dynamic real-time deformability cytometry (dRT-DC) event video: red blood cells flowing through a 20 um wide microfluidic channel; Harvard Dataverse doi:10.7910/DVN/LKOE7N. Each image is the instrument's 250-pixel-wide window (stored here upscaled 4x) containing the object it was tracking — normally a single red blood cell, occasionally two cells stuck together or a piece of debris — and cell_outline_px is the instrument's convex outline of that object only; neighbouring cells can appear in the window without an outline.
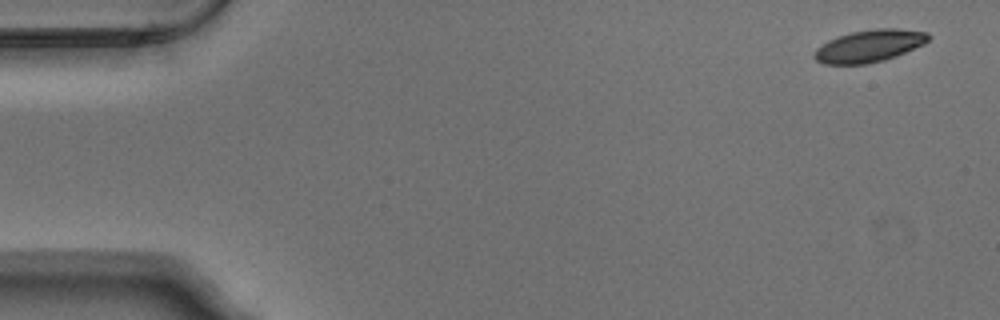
{"species": "Egyptian fruit bat (a non-hibernating species)", "species_latin": "Rousettus aegyptiacus", "temperature_condition": "warm", "stored_images_in_passage": 52, "camera_frame_rate_fps": 3000, "um_per_image_px": 0.085, "animal": {"sex": "male"}, "frame": {"image": 1, "passage_image": 1, "time_ms": 0.0, "image_size_px": [1000, 320], "cell_outline_px": [[928, 40], [924, 44], [896, 56], [884, 60], [868, 64], [824, 64], [816, 60], [812, 56], [816, 48], [828, 40], [852, 32], [876, 28], [900, 28], [928, 32]], "centroid_in_image_um": [73.88, 3.9], "position_along_channel_um": 11.1, "area_um2": 21.44}}
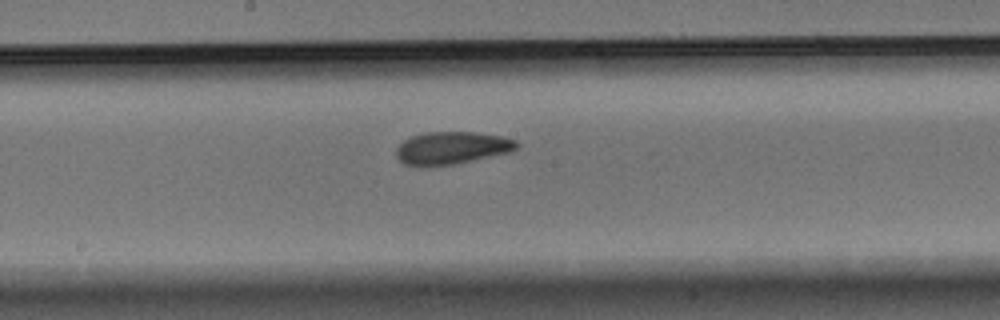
{"frame": {"image": 2, "passage_image": 27, "time_ms": 8.667, "image_size_px": [1000, 320], "cell_outline_px": [[520, 144], [516, 148], [508, 152], [452, 164], [404, 164], [396, 156], [396, 148], [404, 140], [412, 136], [424, 132], [476, 132], [500, 136], [516, 140]], "centroid_in_image_um": [38.41, 12.53], "position_along_channel_um": 209.8, "area_um2": 22.14}}
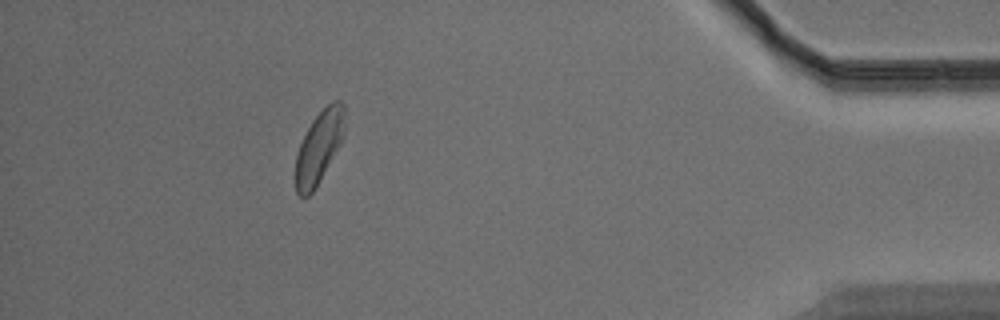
{"frame": {"image": 3, "passage_image": 47, "time_ms": 15.333, "image_size_px": [1000, 320], "cell_outline_px": [[344, 136], [312, 192], [308, 196], [300, 196], [296, 192], [296, 156], [300, 144], [312, 120], [332, 100], [340, 100], [344, 104]], "centroid_in_image_um": [27.12, 12.45], "position_along_channel_um": 408.1, "area_um2": 20.06}, "authors_computed_cell_mechanics": {"area_um2": 21.8484, "velocity_mm_per_s": 3.7598, "shape_relaxation_time_tau1_ms": 3.7392, "shape_relaxation_time_tau2_ms": 3.7838, "deformation_change_tau1": 0.1189, "deformation_change_tau2": 0.085}}